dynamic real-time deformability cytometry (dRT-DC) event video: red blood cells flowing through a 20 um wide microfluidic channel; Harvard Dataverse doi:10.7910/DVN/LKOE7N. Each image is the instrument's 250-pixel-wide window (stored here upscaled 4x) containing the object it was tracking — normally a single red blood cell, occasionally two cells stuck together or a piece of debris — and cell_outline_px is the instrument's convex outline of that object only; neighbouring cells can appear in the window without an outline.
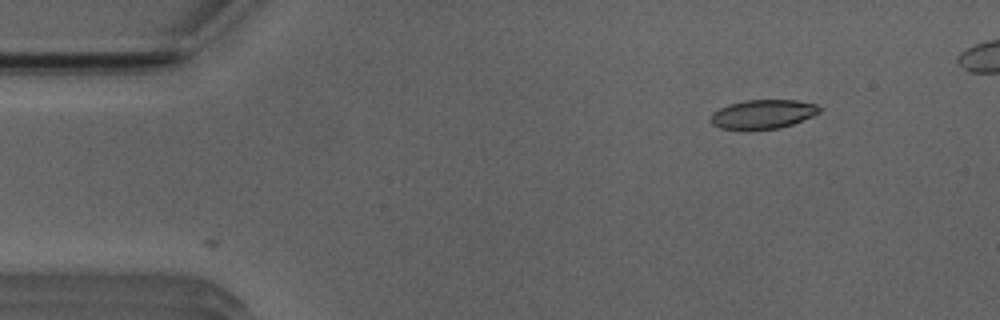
{"species": "Egyptian fruit bat (a non-hibernating species)", "species_latin": "Rousettus aegyptiacus", "temperature_condition": "room temperature", "stored_images_in_passage": 2, "camera_frame_rate_fps": 3000, "um_per_image_px": 0.085, "animal": {"sex": "male"}, "frame": {"image": 1, "passage_image": 2, "time_ms": 0.333, "image_size_px": [1000, 320], "cell_outline_px": [[820, 112], [812, 116], [792, 124], [780, 128], [720, 128], [712, 124], [712, 112], [728, 104], [744, 100], [796, 100], [816, 104], [820, 108]], "centroid_in_image_um": [64.86, 9.68], "position_along_channel_um": 20.1, "area_um2": 17.98}}